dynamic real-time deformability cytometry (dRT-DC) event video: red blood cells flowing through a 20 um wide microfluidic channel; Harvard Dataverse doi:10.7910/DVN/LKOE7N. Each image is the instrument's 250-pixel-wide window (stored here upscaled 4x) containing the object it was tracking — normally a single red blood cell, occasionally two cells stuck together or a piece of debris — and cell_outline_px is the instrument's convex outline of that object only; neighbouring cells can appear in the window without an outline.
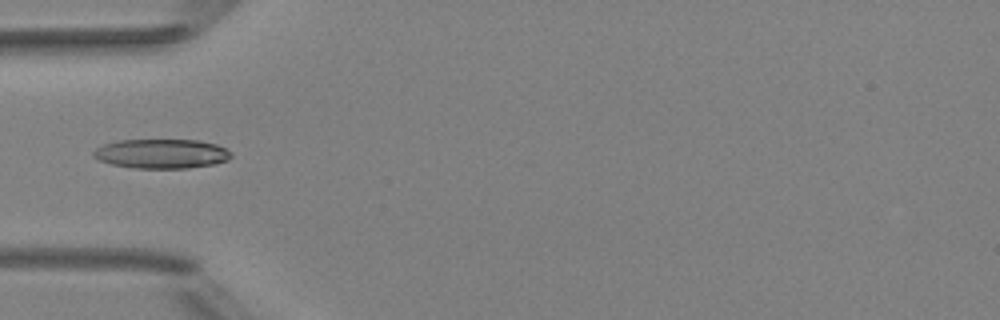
{"species": "Egyptian fruit bat (a non-hibernating species)", "species_latin": "Rousettus aegyptiacus", "temperature_condition": "room temperature", "stored_images_in_passage": 6, "camera_frame_rate_fps": 3000, "um_per_image_px": 0.085, "animal": {"sex": "female"}, "frame": {"image": 1, "passage_image": 5, "time_ms": 4.667, "image_size_px": [1000, 320], "cell_outline_px": [[232, 156], [228, 160], [216, 164], [188, 168], [136, 168], [112, 164], [100, 160], [92, 156], [92, 152], [96, 148], [104, 144], [116, 140], [200, 140], [216, 144], [232, 152]], "centroid_in_image_um": [13.75, 13.06], "position_along_channel_um": 71.3, "area_um2": 23.7}}
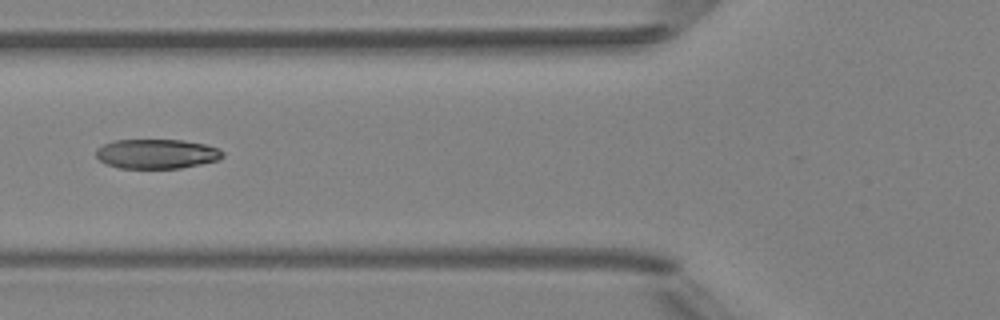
{"frame": {"image": 2, "passage_image": 6, "time_ms": 5.667, "image_size_px": [1000, 320], "cell_outline_px": [[224, 156], [220, 160], [180, 168], [120, 168], [108, 164], [100, 160], [96, 156], [96, 148], [112, 140], [184, 140], [204, 144], [216, 148], [224, 152]], "centroid_in_image_um": [13.32, 13.07], "position_along_channel_um": 112.5, "area_um2": 21.79}}